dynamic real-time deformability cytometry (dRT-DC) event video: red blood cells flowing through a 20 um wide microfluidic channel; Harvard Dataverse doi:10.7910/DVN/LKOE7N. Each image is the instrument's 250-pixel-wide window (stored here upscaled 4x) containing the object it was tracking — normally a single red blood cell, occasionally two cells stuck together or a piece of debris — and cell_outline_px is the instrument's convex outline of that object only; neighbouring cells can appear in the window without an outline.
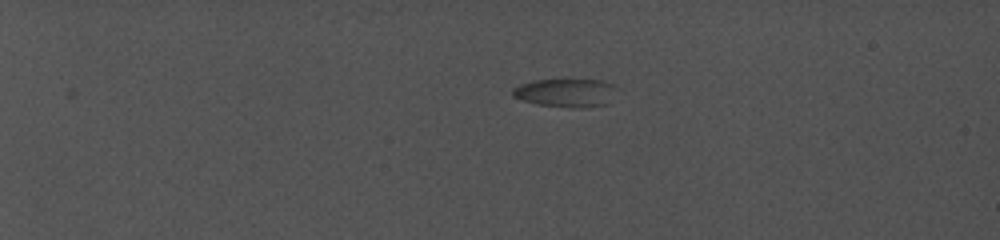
{"species": "common noctule bat (a hibernating species)", "species_latin": "Nyctalus noctula", "temperature_condition": "cold", "stored_images_in_passage": 29, "camera_frame_rate_fps": 5000, "um_per_image_px": 0.085, "animal": {"sex": "female", "body_mass_g": 19.0, "forearm_length_mm": 56.7}, "frame": {"image": 1, "passage_image": 1, "time_ms": 0.0, "image_size_px": [1000, 240], "cell_outline_px": [[616, 88], [604, 104], [580, 108], [572, 108], [540, 104], [524, 100], [512, 96], [512, 88], [520, 84], [536, 80], [568, 76], [604, 80], [612, 84]], "centroid_in_image_um": [48.06, 7.81], "position_along_channel_um": 36.9, "area_um2": 17.74}}
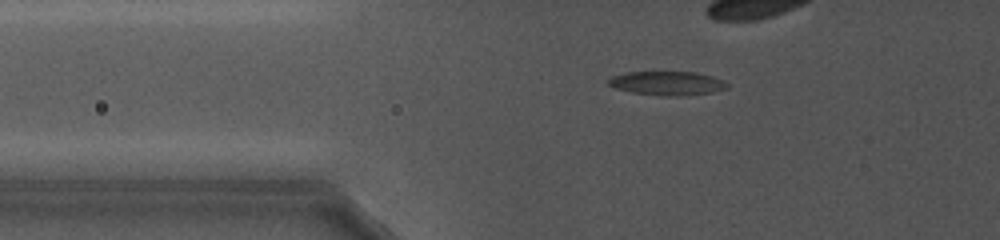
{"frame": {"image": 2, "passage_image": 7, "time_ms": 4.0, "image_size_px": [1000, 240], "cell_outline_px": [[728, 88], [712, 92], [680, 96], [660, 96], [632, 92], [616, 88], [608, 84], [604, 80], [612, 76], [624, 72], [696, 72], [712, 76], [724, 80], [728, 84]], "centroid_in_image_um": [56.69, 7.07], "position_along_channel_um": 69.1, "area_um2": 16.7}}
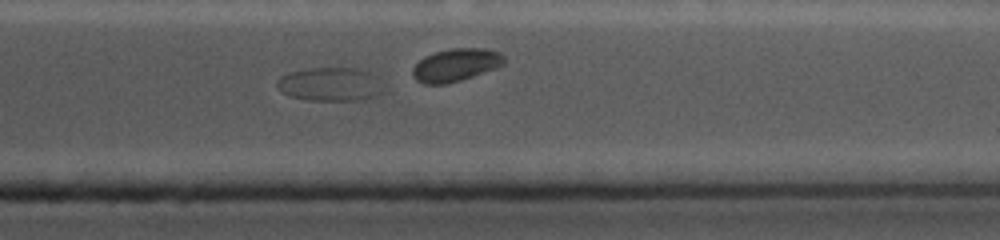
{"frame": {"image": 3, "passage_image": 26, "time_ms": 13.2, "image_size_px": [1000, 240], "cell_outline_px": [[376, 92], [372, 96], [356, 100], [312, 100], [292, 96], [284, 92], [276, 84], [276, 80], [280, 76], [288, 72], [312, 68], [356, 68], [368, 72]], "centroid_in_image_um": [27.84, 7.14], "position_along_channel_um": 383.6, "area_um2": 19.42}}